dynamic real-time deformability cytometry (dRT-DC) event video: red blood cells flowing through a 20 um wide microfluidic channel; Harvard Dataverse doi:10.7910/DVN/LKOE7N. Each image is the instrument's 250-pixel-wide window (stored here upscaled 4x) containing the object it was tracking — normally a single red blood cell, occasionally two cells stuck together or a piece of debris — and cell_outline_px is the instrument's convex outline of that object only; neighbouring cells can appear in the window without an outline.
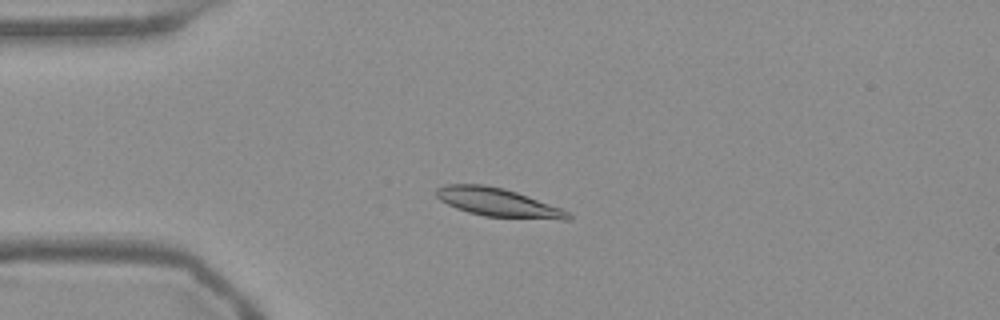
{"species": "Egyptian fruit bat (a non-hibernating species)", "species_latin": "Rousettus aegyptiacus", "temperature_condition": "warm", "stored_images_in_passage": 43, "camera_frame_rate_fps": 3000, "um_per_image_px": 0.085, "frame": {"image": 1, "passage_image": 2, "time_ms": 0.333, "image_size_px": [1000, 320], "cell_outline_px": [[572, 220], [560, 220], [484, 216], [468, 212], [456, 208], [440, 200], [436, 196], [436, 188], [444, 184], [484, 184], [504, 188], [516, 192], [572, 212]], "centroid_in_image_um": [42.36, 17.21], "position_along_channel_um": 42.6, "area_um2": 22.02}}
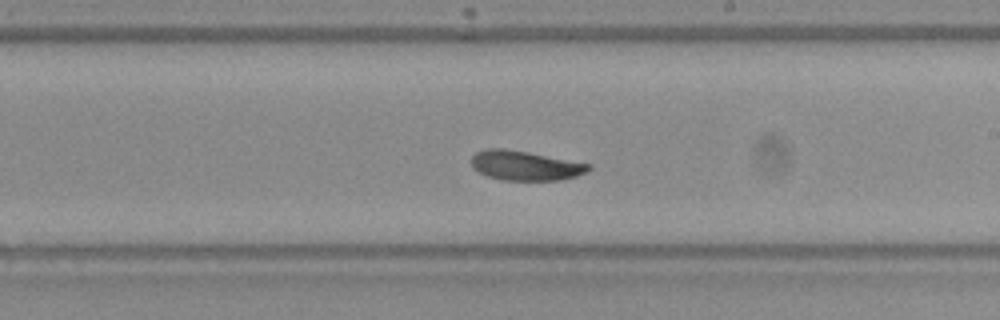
{"frame": {"image": 2, "passage_image": 20, "time_ms": 6.333, "image_size_px": [1000, 320], "cell_outline_px": [[592, 168], [588, 172], [576, 176], [560, 180], [500, 180], [488, 176], [472, 168], [472, 156], [476, 152], [484, 148], [504, 148], [528, 152], [592, 164]], "centroid_in_image_um": [44.66, 14.07], "position_along_channel_um": 244.3, "area_um2": 20.35}}
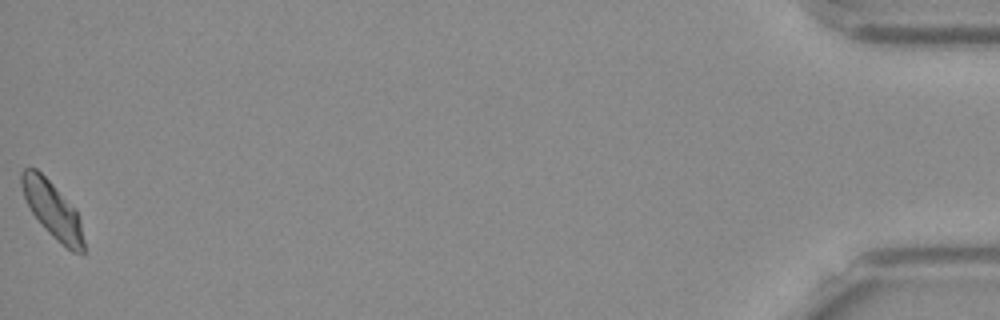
{"frame": {"image": 3, "passage_image": 43, "time_ms": 14.0, "image_size_px": [1000, 320], "cell_outline_px": [[84, 252], [72, 252], [52, 236], [48, 232], [32, 212], [24, 196], [20, 184], [20, 172], [24, 168], [36, 168], [76, 208], [80, 220], [84, 240]], "centroid_in_image_um": [4.46, 17.82], "position_along_channel_um": 430.7, "area_um2": 20.17}, "authors_computed_cell_mechanics": {"area_um2": 20.6346, "velocity_mm_per_s": 3.7336, "shape_relaxation_time_tau1_ms": 2.1923, "shape_relaxation_time_tau2_ms": 2.8085, "deformation_change_tau1": 0.1125, "deformation_change_tau2": 0.0767}}